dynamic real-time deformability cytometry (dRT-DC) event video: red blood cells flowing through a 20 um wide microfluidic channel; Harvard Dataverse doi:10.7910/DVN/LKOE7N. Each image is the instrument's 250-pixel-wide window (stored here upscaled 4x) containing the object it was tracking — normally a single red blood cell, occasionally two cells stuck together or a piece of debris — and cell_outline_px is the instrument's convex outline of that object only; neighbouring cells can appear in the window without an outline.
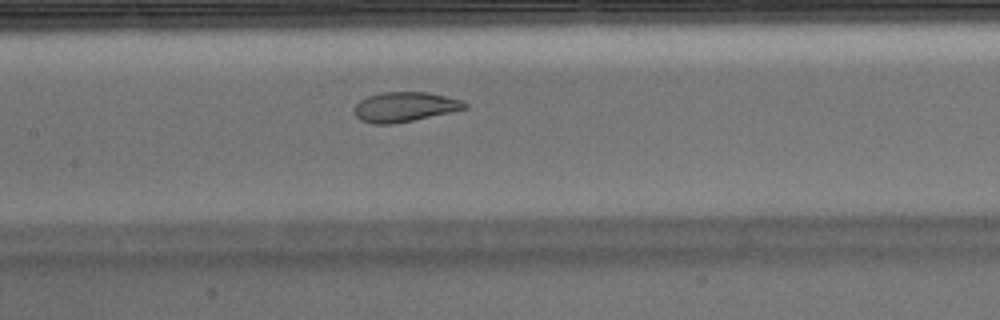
{"species": "Egyptian fruit bat (a non-hibernating species)", "species_latin": "Rousettus aegyptiacus", "temperature_condition": "warm", "stored_images_in_passage": 48, "camera_frame_rate_fps": 3000, "um_per_image_px": 0.085, "animal": {"sex": "male"}, "frame": {"image": 1, "passage_image": 21, "time_ms": 6.667, "image_size_px": [1000, 320], "cell_outline_px": [[468, 108], [452, 112], [392, 124], [372, 124], [360, 120], [352, 112], [352, 108], [360, 100], [368, 96], [380, 92], [428, 92], [460, 100], [468, 104]], "centroid_in_image_um": [34.35, 9.09], "position_along_channel_um": 173.0, "area_um2": 19.25}, "authors_computed_cell_mechanics": {"area_um2": 20.6924, "velocity_mm_per_s": 3.9398, "shape_relaxation_time_tau1_ms": null, "shape_relaxation_time_tau2_ms": 0.9352, "deformation_change_tau1": null, "deformation_change_tau2": 0.0564}}